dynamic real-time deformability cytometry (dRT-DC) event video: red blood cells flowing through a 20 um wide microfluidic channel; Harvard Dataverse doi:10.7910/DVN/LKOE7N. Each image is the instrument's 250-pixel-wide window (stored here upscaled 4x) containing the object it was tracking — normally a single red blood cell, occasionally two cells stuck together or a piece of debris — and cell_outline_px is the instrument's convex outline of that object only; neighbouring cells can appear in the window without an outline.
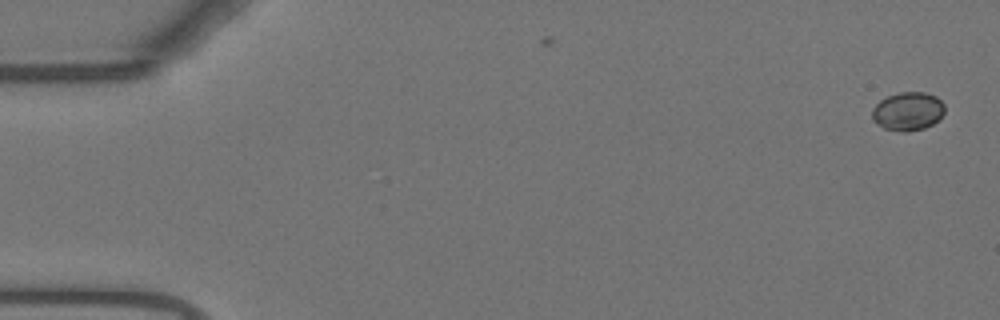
{"species": "Egyptian fruit bat (a non-hibernating species)", "species_latin": "Rousettus aegyptiacus", "temperature_condition": "warm", "stored_images_in_passage": 6, "camera_frame_rate_fps": 3000, "um_per_image_px": 0.085, "animal": {"sex": "female"}, "frame": {"image": 1, "passage_image": 1, "time_ms": 0.0, "image_size_px": [1000, 320], "cell_outline_px": [[944, 112], [940, 120], [924, 128], [904, 132], [884, 128], [876, 124], [872, 120], [872, 108], [880, 100], [888, 96], [900, 92], [924, 92], [936, 96], [944, 104]], "centroid_in_image_um": [77.17, 9.46], "position_along_channel_um": 7.8, "area_um2": 16.36}}